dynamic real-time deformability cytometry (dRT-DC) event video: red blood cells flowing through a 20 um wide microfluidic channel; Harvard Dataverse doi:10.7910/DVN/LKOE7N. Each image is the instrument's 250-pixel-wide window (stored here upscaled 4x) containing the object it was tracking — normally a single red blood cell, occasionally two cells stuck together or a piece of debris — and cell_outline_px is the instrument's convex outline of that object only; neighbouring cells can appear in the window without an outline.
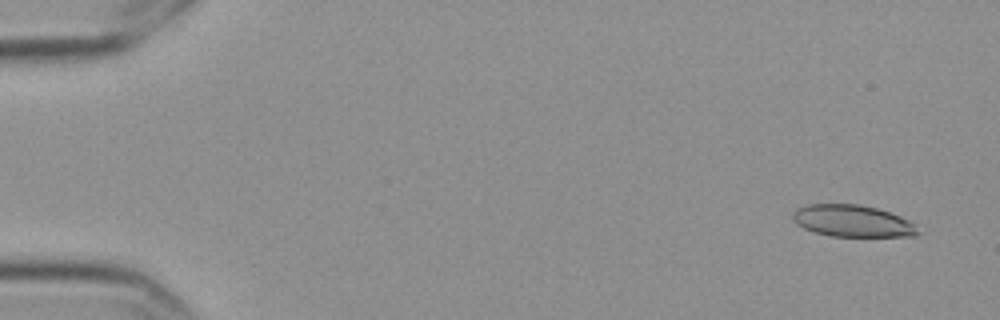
{"species": "Egyptian fruit bat (a non-hibernating species)", "species_latin": "Rousettus aegyptiacus", "temperature_condition": "cold", "stored_images_in_passage": 5, "camera_frame_rate_fps": 3000, "um_per_image_px": 0.085, "frame": {"image": 1, "passage_image": 1, "time_ms": 0.0, "image_size_px": [1000, 320], "cell_outline_px": [[920, 232], [916, 236], [832, 236], [816, 232], [804, 228], [796, 224], [792, 220], [792, 212], [796, 208], [808, 204], [860, 204], [876, 208], [900, 216], [916, 224]], "centroid_in_image_um": [72.45, 18.78], "position_along_channel_um": 12.5, "area_um2": 23.29}}
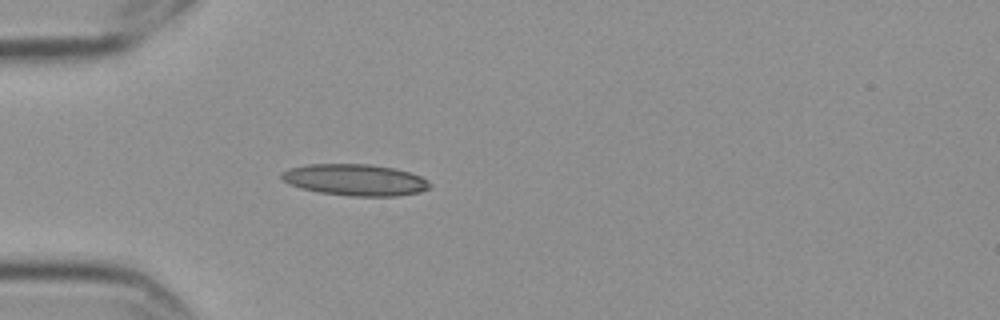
{"frame": {"image": 2, "passage_image": 5, "time_ms": 1.333, "image_size_px": [1000, 320], "cell_outline_px": [[432, 188], [420, 192], [396, 196], [352, 196], [320, 192], [300, 188], [288, 184], [280, 176], [280, 172], [288, 168], [308, 164], [368, 164], [392, 168], [408, 172], [420, 176], [428, 180], [432, 184]], "centroid_in_image_um": [30.18, 15.29], "position_along_channel_um": 54.8, "area_um2": 27.28}}